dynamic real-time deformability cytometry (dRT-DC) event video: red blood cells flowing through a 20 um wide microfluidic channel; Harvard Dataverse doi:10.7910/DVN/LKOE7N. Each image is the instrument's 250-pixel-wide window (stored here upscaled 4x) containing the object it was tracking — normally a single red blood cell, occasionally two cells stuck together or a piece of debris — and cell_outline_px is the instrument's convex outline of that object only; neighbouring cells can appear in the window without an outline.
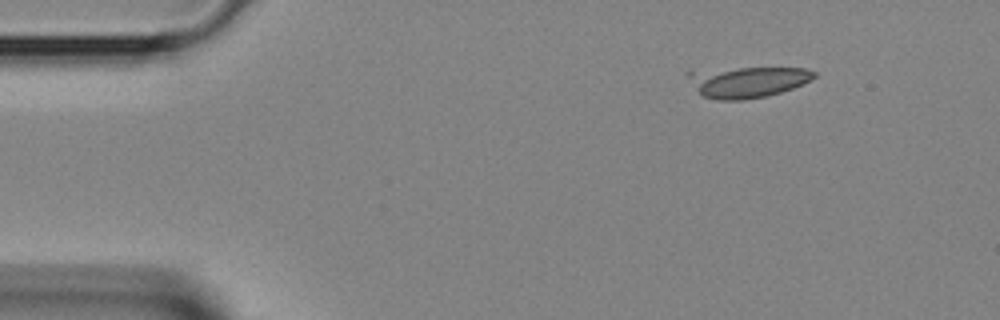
{"species": "Egyptian fruit bat (a non-hibernating species)", "species_latin": "Rousettus aegyptiacus", "temperature_condition": "room temperature", "stored_images_in_passage": 3, "camera_frame_rate_fps": 3000, "um_per_image_px": 0.085, "animal": {"sex": "female"}, "frame": {"image": 1, "passage_image": 1, "time_ms": 0.0, "image_size_px": [1000, 320], "cell_outline_px": [[816, 76], [792, 88], [768, 96], [744, 100], [716, 100], [704, 96], [696, 88], [684, 72], [740, 68], [804, 68], [816, 72]], "centroid_in_image_um": [63.53, 6.97], "position_along_channel_um": 21.5, "area_um2": 22.31}}
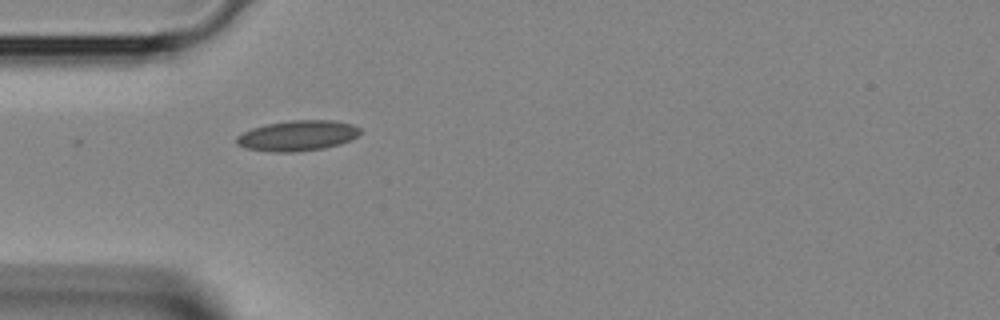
{"frame": {"image": 2, "passage_image": 3, "time_ms": 0.667, "image_size_px": [1000, 320], "cell_outline_px": [[360, 132], [356, 136], [340, 144], [324, 148], [296, 152], [276, 152], [244, 148], [236, 144], [236, 136], [252, 128], [264, 124], [292, 120], [332, 120], [352, 124], [360, 128]], "centroid_in_image_um": [25.26, 11.53], "position_along_channel_um": 59.7, "area_um2": 21.91}}